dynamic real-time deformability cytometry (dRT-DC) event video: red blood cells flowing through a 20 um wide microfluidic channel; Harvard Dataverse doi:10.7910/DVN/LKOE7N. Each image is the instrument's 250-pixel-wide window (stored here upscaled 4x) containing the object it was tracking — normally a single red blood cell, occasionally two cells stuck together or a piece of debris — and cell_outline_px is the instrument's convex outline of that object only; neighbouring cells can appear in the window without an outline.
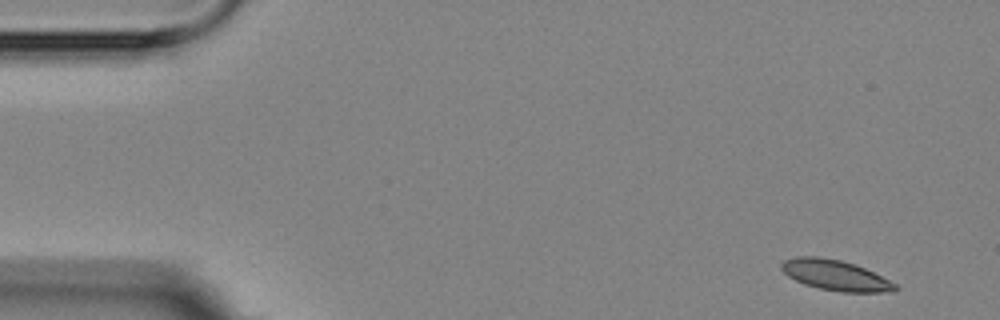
{"species": "Egyptian fruit bat (a non-hibernating species)", "species_latin": "Rousettus aegyptiacus", "temperature_condition": "room temperature", "stored_images_in_passage": 10, "camera_frame_rate_fps": 3000, "um_per_image_px": 0.085, "animal": {"sex": "female"}, "frame": {"image": 1, "passage_image": 1, "time_ms": 0.0, "image_size_px": [1000, 320], "cell_outline_px": [[900, 288], [896, 292], [840, 292], [820, 288], [804, 284], [788, 276], [780, 268], [780, 264], [784, 260], [796, 256], [816, 256], [840, 260], [856, 264], [896, 284]], "centroid_in_image_um": [71.01, 23.39], "position_along_channel_um": 14.0, "area_um2": 20.17}}
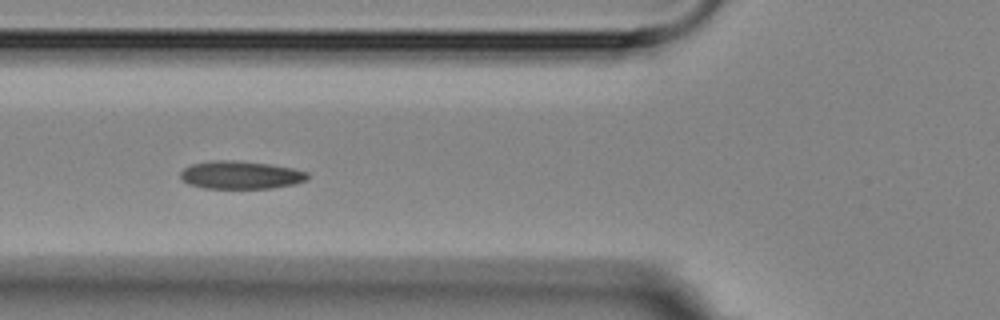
{"frame": {"image": 2, "passage_image": 6, "time_ms": 5.667, "image_size_px": [1000, 320], "cell_outline_px": [[308, 180], [296, 184], [272, 188], [204, 188], [188, 184], [180, 176], [180, 172], [184, 168], [192, 164], [212, 160], [236, 160], [272, 164], [292, 168], [308, 172]], "centroid_in_image_um": [20.48, 14.87], "position_along_channel_um": 105.3, "area_um2": 20.87}}
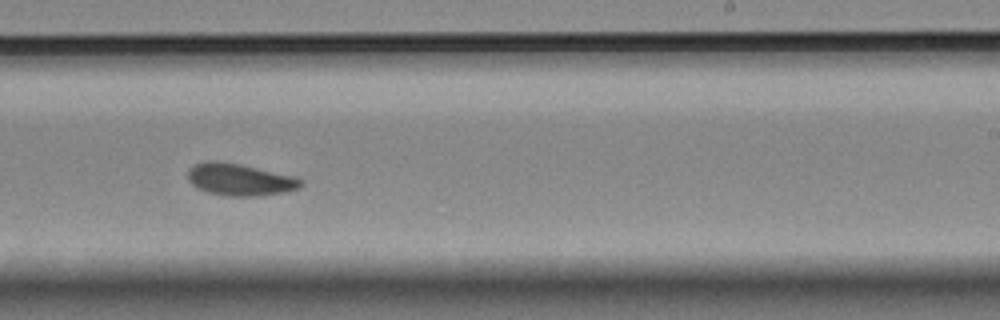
{"frame": {"image": 3, "passage_image": 10, "time_ms": 10.333, "image_size_px": [1000, 320], "cell_outline_px": [[304, 184], [300, 188], [284, 192], [260, 196], [224, 196], [204, 192], [196, 188], [188, 180], [188, 168], [204, 160], [216, 160], [240, 164], [296, 176], [304, 180]], "centroid_in_image_um": [20.38, 15.27], "position_along_channel_um": 268.6, "area_um2": 21.62}}